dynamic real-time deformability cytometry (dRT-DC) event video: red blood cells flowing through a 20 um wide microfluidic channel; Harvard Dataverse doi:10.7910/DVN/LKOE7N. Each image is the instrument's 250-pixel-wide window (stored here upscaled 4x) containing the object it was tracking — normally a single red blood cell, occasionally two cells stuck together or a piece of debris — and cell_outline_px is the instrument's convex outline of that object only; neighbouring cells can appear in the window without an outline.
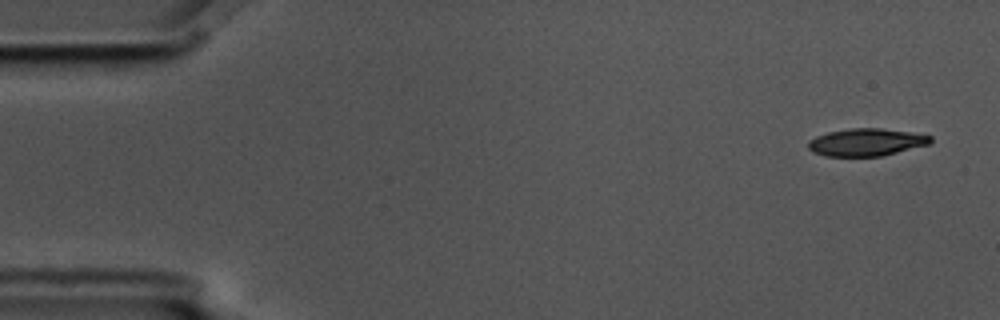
{"species": "common noctule bat (a hibernating species)", "species_latin": "Nyctalus noctula", "temperature_condition": "cold", "stored_images_in_passage": 3, "segment_of_instrument_passage": [2, 2], "camera_frame_rate_fps": 3000, "um_per_image_px": 0.085, "animal": {"sex": "male", "body_mass_g": 17.5, "forearm_length_mm": 52.3}, "frame": {"image": 1, "passage_image": 3, "time_ms": 0.667, "image_size_px": [1000, 320], "cell_outline_px": [[932, 140], [928, 144], [880, 156], [824, 156], [812, 152], [808, 148], [808, 140], [816, 136], [828, 132], [852, 128], [880, 128], [908, 132], [932, 136]], "centroid_in_image_um": [73.57, 12.09], "position_along_channel_um": 11.4, "area_um2": 19.36}}